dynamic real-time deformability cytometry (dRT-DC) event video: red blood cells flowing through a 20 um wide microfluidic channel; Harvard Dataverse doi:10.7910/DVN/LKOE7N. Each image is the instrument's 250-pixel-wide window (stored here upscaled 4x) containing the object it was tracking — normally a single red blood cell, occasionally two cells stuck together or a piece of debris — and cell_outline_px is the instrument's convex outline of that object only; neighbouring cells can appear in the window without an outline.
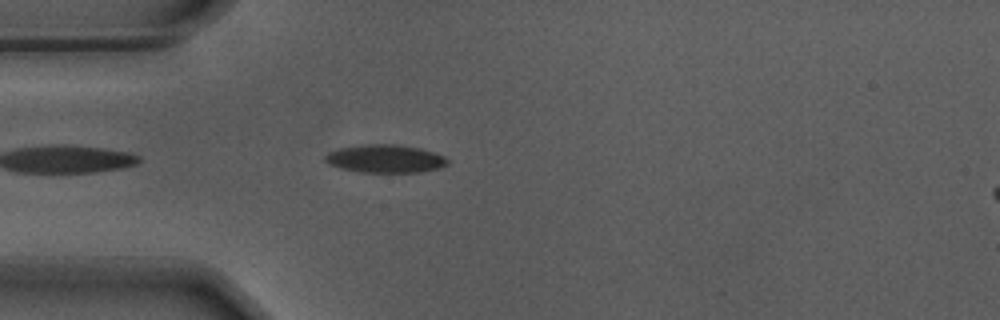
{"species": "Egyptian fruit bat (a non-hibernating species)", "species_latin": "Rousettus aegyptiacus", "temperature_condition": "warm", "stored_images_in_passage": 43, "camera_frame_rate_fps": 3000, "um_per_image_px": 0.085, "animal": {"sex": "male"}, "frame": {"image": 1, "passage_image": 3, "time_ms": 0.667, "image_size_px": [1000, 320], "cell_outline_px": [[448, 164], [440, 168], [420, 172], [360, 172], [340, 168], [328, 164], [324, 160], [324, 156], [328, 152], [340, 148], [364, 144], [396, 144], [420, 148], [444, 156], [448, 160]], "centroid_in_image_um": [32.73, 13.49], "position_along_channel_um": 52.3, "area_um2": 20.06}}
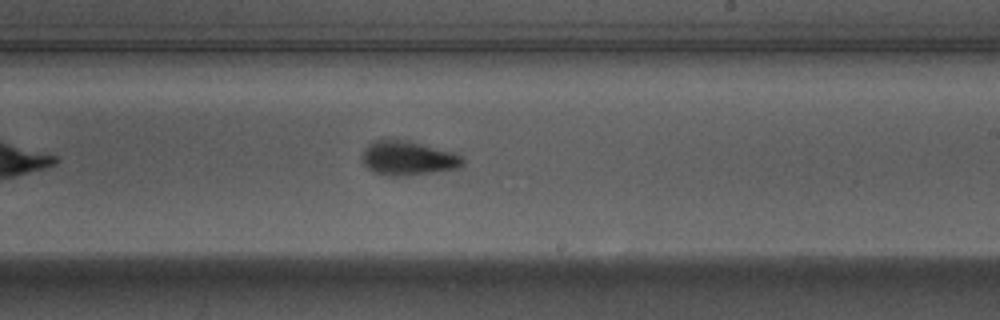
{"frame": {"image": 2, "passage_image": 20, "time_ms": 6.333, "image_size_px": [1000, 320], "cell_outline_px": [[464, 164], [460, 168], [408, 176], [384, 176], [372, 172], [364, 164], [360, 156], [364, 148], [372, 140], [404, 140], [452, 152], [460, 156], [464, 160]], "centroid_in_image_um": [34.62, 13.47], "position_along_channel_um": 254.4, "area_um2": 20.17}}
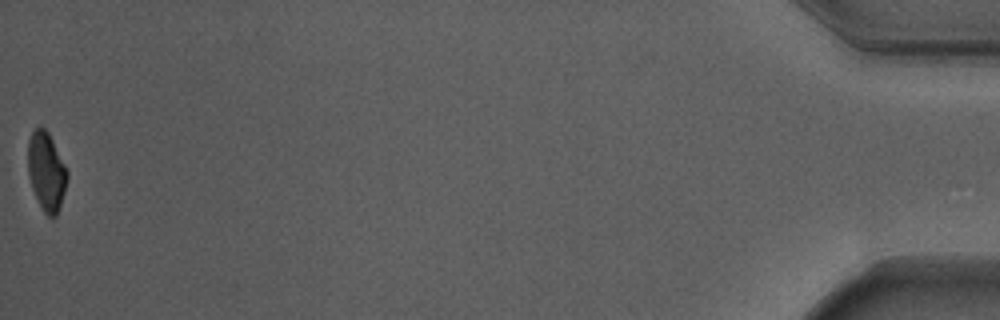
{"frame": {"image": 3, "passage_image": 43, "time_ms": 14.0, "image_size_px": [1000, 320], "cell_outline_px": [[68, 176], [64, 192], [56, 216], [48, 216], [44, 212], [32, 188], [28, 176], [28, 140], [32, 132], [36, 128], [44, 128], [48, 132], [68, 172]], "centroid_in_image_um": [3.93, 14.56], "position_along_channel_um": 431.3, "area_um2": 17.57}, "authors_computed_cell_mechanics": {"area_um2": 19.8254, "velocity_mm_per_s": 3.6984, "shape_relaxation_time_tau1_ms": 2.7755, "shape_relaxation_time_tau2_ms": 1.6052, "deformation_change_tau1": 0.1637, "deformation_change_tau2": 0.0732}}